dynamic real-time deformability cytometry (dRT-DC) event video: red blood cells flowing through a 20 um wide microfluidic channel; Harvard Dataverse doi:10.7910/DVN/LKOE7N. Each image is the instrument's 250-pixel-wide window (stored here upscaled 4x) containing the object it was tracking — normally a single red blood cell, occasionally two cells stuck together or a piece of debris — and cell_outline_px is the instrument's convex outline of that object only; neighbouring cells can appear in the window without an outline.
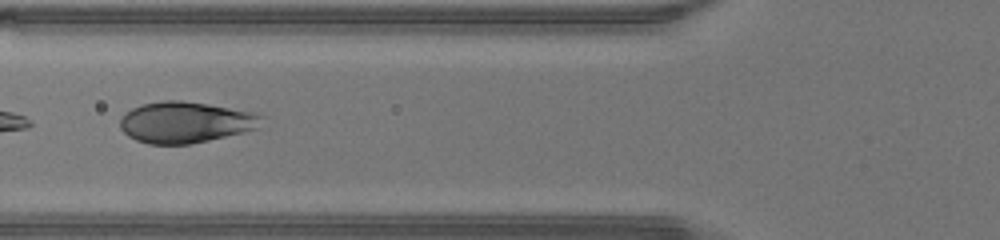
{"species": "human", "species_latin": "Homo sapiens", "temperature_condition": "warm", "stored_images_in_passage": 25, "segment_of_instrument_passage": [2, 2], "camera_frame_rate_fps": 3000, "um_per_image_px": 0.085, "donor": {"sex": "male"}, "frame": {"image": 1, "passage_image": 17, "time_ms": 5.333, "image_size_px": [1000, 240], "cell_outline_px": [[264, 116], [256, 128], [244, 132], [192, 144], [148, 144], [136, 140], [128, 136], [120, 128], [120, 120], [132, 108], [144, 104], [164, 100], [180, 100], [208, 104], [256, 112]], "centroid_in_image_um": [15.78, 10.39], "position_along_channel_um": 110.0, "area_um2": 33.81}}
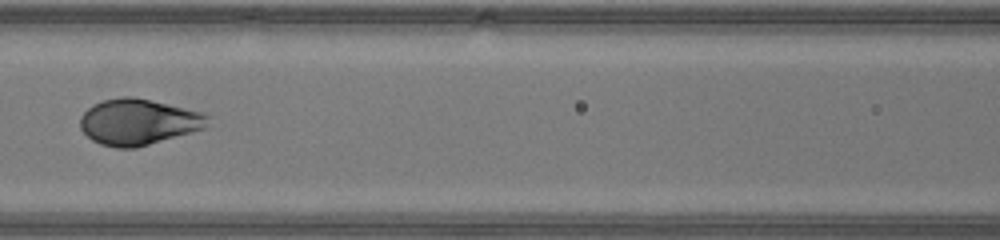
{"frame": {"image": 2, "passage_image": 20, "time_ms": 6.333, "image_size_px": [1000, 240], "cell_outline_px": [[208, 116], [204, 128], [136, 148], [116, 148], [100, 144], [92, 140], [80, 128], [80, 116], [92, 104], [104, 100], [124, 96], [132, 96], [204, 112]], "centroid_in_image_um": [11.71, 10.36], "position_along_channel_um": 154.9, "area_um2": 33.93}}